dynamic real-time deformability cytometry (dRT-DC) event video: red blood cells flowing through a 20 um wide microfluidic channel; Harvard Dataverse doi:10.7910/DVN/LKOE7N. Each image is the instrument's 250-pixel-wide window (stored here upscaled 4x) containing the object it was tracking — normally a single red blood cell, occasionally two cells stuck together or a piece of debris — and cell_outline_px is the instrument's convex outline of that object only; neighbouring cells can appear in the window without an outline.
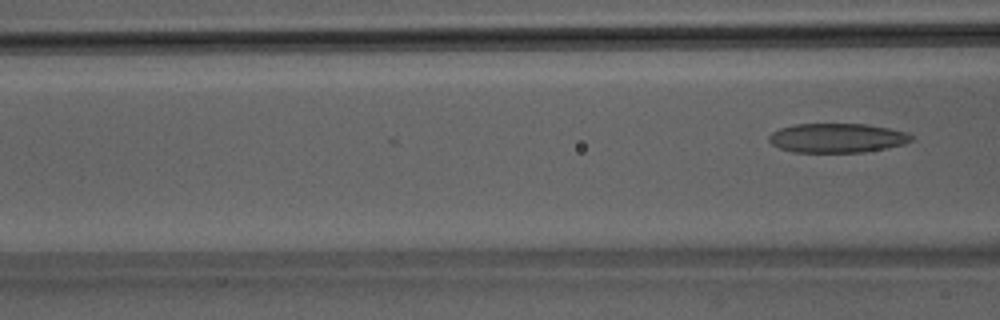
{"species": "Egyptian fruit bat (a non-hibernating species)", "species_latin": "Rousettus aegyptiacus", "temperature_condition": "room temperature", "stored_images_in_passage": 7, "camera_frame_rate_fps": 3000, "um_per_image_px": 0.085, "animal": {"sex": "male"}, "frame": {"image": 1, "passage_image": 7, "time_ms": 2.0, "image_size_px": [1000, 320], "cell_outline_px": [[912, 140], [904, 144], [888, 148], [864, 152], [792, 152], [780, 148], [772, 144], [768, 140], [768, 136], [772, 132], [780, 128], [792, 124], [868, 124], [908, 132], [912, 136]], "centroid_in_image_um": [71.15, 11.73], "position_along_channel_um": 95.4, "area_um2": 24.45}}